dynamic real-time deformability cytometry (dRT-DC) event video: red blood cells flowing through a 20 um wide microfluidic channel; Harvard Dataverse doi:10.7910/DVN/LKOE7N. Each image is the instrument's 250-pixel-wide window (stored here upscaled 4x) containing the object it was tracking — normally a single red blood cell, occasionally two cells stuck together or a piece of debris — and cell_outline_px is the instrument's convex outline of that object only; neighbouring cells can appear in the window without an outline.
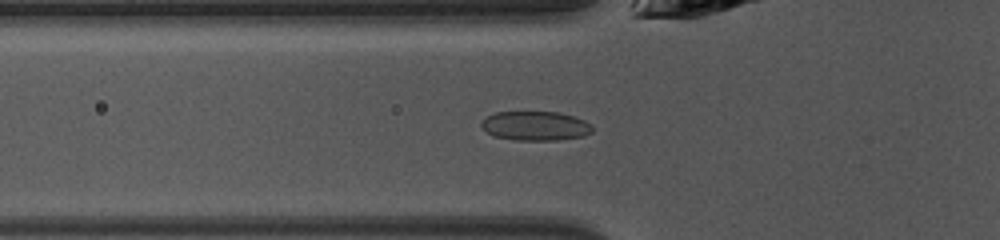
{"species": "common noctule bat (a hibernating species)", "species_latin": "Nyctalus noctula", "temperature_condition": "warm", "stored_images_in_passage": 35, "camera_frame_rate_fps": 3000, "um_per_image_px": 0.085, "animal": {"sex": "female", "body_mass_g": 10.0, "forearm_length_mm": 53.1}, "frame": {"image": 1, "passage_image": 4, "time_ms": 1.0, "image_size_px": [1000, 240], "cell_outline_px": [[592, 132], [584, 136], [556, 140], [516, 140], [496, 136], [488, 132], [480, 124], [488, 116], [496, 112], [560, 112], [584, 120], [592, 128]], "centroid_in_image_um": [45.53, 10.7], "position_along_channel_um": 80.3, "area_um2": 18.61}}
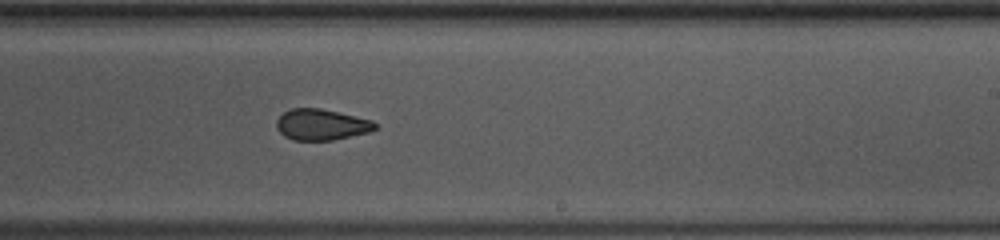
{"frame": {"image": 2, "passage_image": 17, "time_ms": 5.333, "image_size_px": [1000, 240], "cell_outline_px": [[376, 128], [368, 132], [332, 140], [292, 140], [284, 136], [276, 128], [276, 120], [284, 112], [292, 108], [320, 108], [372, 120], [376, 124]], "centroid_in_image_um": [27.28, 10.59], "position_along_channel_um": 261.7, "area_um2": 17.69}}
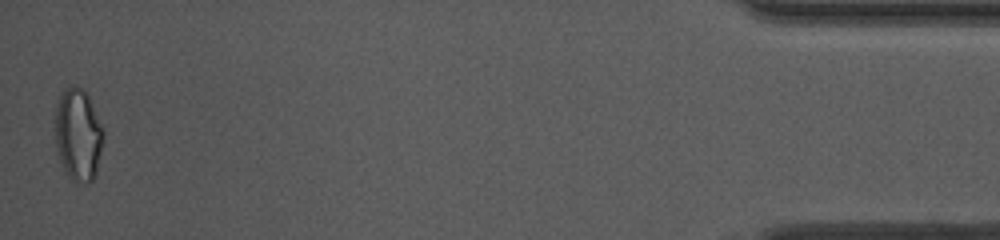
{"frame": {"image": 3, "passage_image": 35, "time_ms": 11.333, "image_size_px": [1000, 240], "cell_outline_px": [[104, 140], [96, 172], [92, 180], [88, 184], [76, 184], [68, 176], [60, 160], [56, 144], [56, 108], [60, 96], [64, 88], [84, 88], [104, 128]], "centroid_in_image_um": [6.67, 11.5], "position_along_channel_um": 428.5, "area_um2": 25.89}, "authors_computed_cell_mechanics": {"area_um2": 18.9006, "velocity_mm_per_s": 4.1586, "shape_relaxation_time_tau1_ms": 4.7646, "shape_relaxation_time_tau2_ms": 1.7265, "deformation_change_tau1": 0.1006, "deformation_change_tau2": 0.0853}}